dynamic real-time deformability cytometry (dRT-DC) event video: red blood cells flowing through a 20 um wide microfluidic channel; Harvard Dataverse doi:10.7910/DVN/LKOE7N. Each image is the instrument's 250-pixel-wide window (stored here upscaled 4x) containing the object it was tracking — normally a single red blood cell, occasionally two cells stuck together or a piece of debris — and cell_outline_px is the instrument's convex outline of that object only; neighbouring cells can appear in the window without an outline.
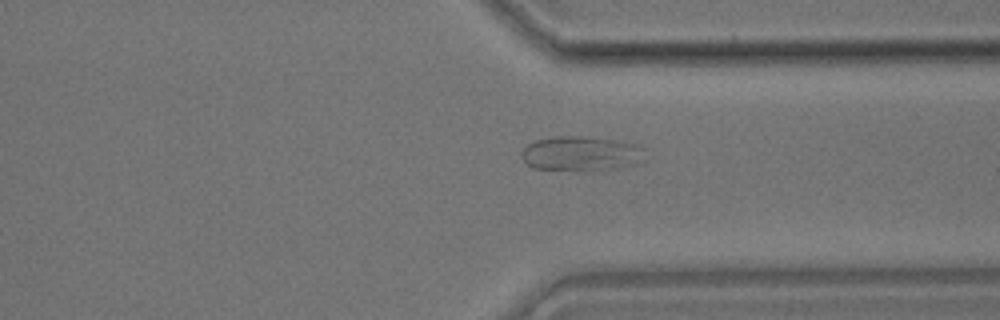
{"species": "common noctule bat (a hibernating species)", "species_latin": "Nyctalus noctula", "temperature_condition": "room temperature", "stored_images_in_passage": 28, "camera_frame_rate_fps": 3000, "um_per_image_px": 0.085, "animal": {"sex": "male", "body_mass_g": 17.9}, "frame": {"image": 1, "passage_image": 28, "time_ms": 9.0, "image_size_px": [1000, 320], "cell_outline_px": [[644, 160], [636, 164], [616, 168], [532, 168], [520, 156], [520, 152], [528, 144], [536, 140], [552, 136], [584, 136], [620, 140], [636, 144], [644, 148]], "centroid_in_image_um": [49.41, 13.0], "position_along_channel_um": 362.0, "area_um2": 24.45}}